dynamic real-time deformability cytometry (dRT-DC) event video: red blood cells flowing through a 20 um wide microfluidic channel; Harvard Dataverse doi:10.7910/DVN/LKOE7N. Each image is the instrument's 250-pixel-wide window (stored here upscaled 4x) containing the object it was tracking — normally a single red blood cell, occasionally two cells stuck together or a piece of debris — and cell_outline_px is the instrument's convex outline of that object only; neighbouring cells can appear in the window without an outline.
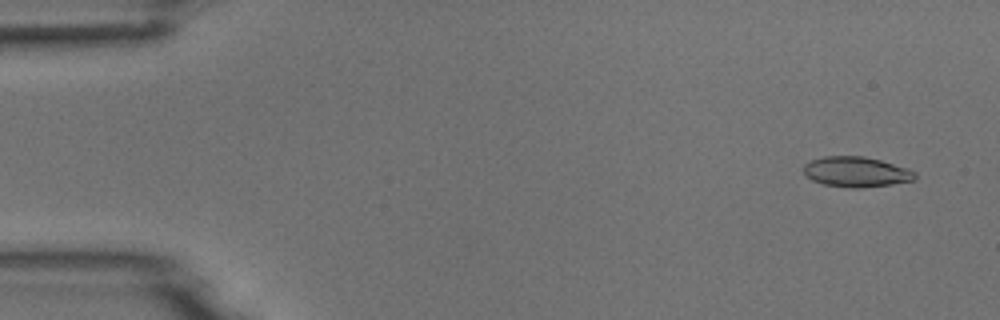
{"species": "common noctule bat (a hibernating species)", "species_latin": "Nyctalus noctula", "temperature_condition": "room temperature", "stored_images_in_passage": 51, "camera_frame_rate_fps": 3000, "um_per_image_px": 0.085, "animal": {"sex": "male", "body_mass_g": 18.8}, "frame": {"image": 1, "passage_image": 3, "time_ms": 0.667, "image_size_px": [1000, 320], "cell_outline_px": [[916, 180], [892, 184], [860, 188], [852, 188], [824, 184], [812, 180], [804, 172], [804, 164], [812, 160], [824, 156], [864, 156], [880, 160], [908, 168], [916, 172]], "centroid_in_image_um": [72.81, 14.61], "position_along_channel_um": 12.2, "area_um2": 19.59}}
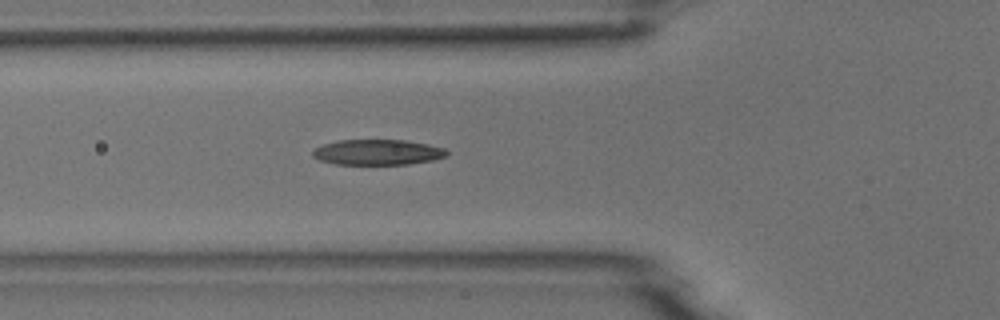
{"frame": {"image": 2, "passage_image": 18, "time_ms": 5.667, "image_size_px": [1000, 320], "cell_outline_px": [[448, 156], [432, 160], [408, 164], [336, 164], [320, 160], [312, 156], [312, 152], [316, 148], [324, 144], [340, 140], [404, 140], [428, 144], [444, 148], [448, 152]], "centroid_in_image_um": [32.11, 12.94], "position_along_channel_um": 93.7, "area_um2": 19.77}}
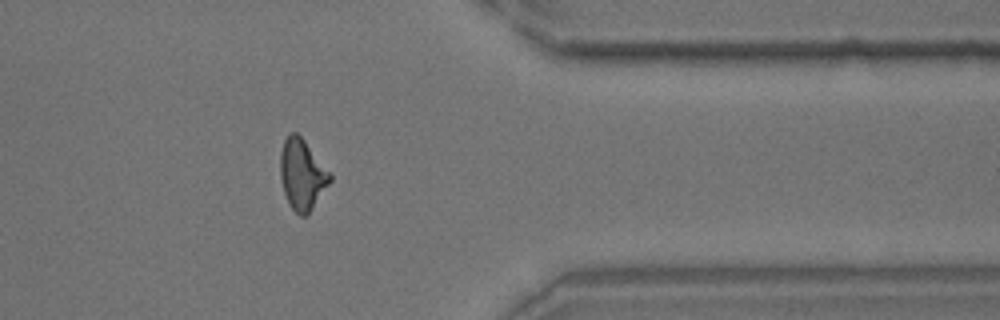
{"frame": {"image": 3, "passage_image": 41, "time_ms": 13.333, "image_size_px": [1000, 320], "cell_outline_px": [[332, 180], [312, 208], [304, 216], [300, 216], [288, 204], [284, 192], [280, 176], [280, 152], [284, 140], [288, 132], [296, 132], [304, 140], [332, 172]], "centroid_in_image_um": [25.69, 14.8], "position_along_channel_um": 385.7, "area_um2": 20.58}}